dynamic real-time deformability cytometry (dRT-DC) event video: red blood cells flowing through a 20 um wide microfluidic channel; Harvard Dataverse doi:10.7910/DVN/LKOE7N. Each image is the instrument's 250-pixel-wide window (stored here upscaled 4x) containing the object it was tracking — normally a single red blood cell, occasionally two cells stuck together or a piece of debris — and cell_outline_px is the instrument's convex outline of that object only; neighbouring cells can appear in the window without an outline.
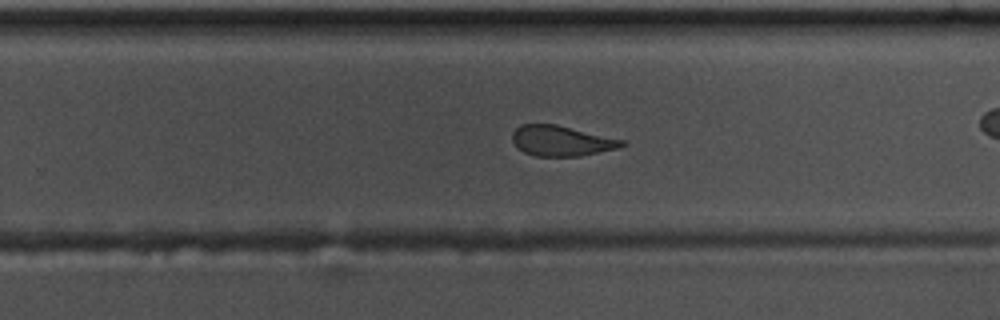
{"species": "common noctule bat (a hibernating species)", "species_latin": "Nyctalus noctula", "temperature_condition": "warm", "stored_images_in_passage": 32, "camera_frame_rate_fps": 3000, "um_per_image_px": 0.085, "animal": {"sex": "male", "body_mass_g": 17.5, "forearm_length_mm": 52.3}, "frame": {"image": 1, "passage_image": 23, "time_ms": 7.333, "image_size_px": [1000, 320], "cell_outline_px": [[628, 144], [620, 148], [580, 156], [536, 156], [524, 152], [516, 148], [512, 140], [512, 132], [520, 124], [556, 124], [624, 140]], "centroid_in_image_um": [47.71, 11.97], "position_along_channel_um": 282.1, "area_um2": 19.54}}